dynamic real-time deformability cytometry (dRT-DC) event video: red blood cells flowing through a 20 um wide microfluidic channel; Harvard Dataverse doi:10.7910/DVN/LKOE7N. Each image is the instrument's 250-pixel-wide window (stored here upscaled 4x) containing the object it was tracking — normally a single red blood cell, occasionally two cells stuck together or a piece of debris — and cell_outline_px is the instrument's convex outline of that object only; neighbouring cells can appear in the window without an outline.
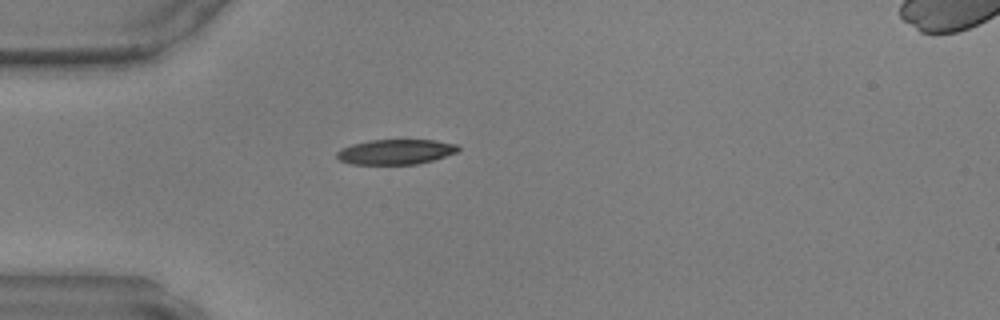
{"species": "common noctule bat (a hibernating species)", "species_latin": "Nyctalus noctula", "temperature_condition": "warm", "stored_images_in_passage": 35, "camera_frame_rate_fps": 3000, "um_per_image_px": 0.085, "animal": {"sex": "male", "body_mass_g": 17.9, "forearm_length_mm": 54.2}, "frame": {"image": 1, "passage_image": 1, "time_ms": 0.0, "image_size_px": [1000, 320], "cell_outline_px": [[460, 148], [456, 152], [432, 160], [416, 164], [352, 164], [340, 160], [336, 156], [336, 152], [340, 148], [352, 144], [368, 140], [436, 140], [456, 144]], "centroid_in_image_um": [33.59, 12.9], "position_along_channel_um": 51.4, "area_um2": 17.63}}
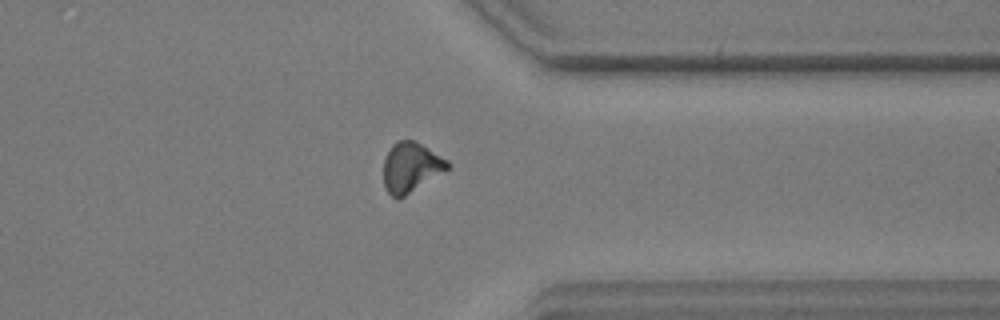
{"frame": {"image": 2, "passage_image": 25, "time_ms": 8.0, "image_size_px": [1000, 320], "cell_outline_px": [[452, 164], [448, 168], [404, 196], [392, 196], [384, 188], [384, 160], [392, 144], [400, 140], [416, 140], [448, 160]], "centroid_in_image_um": [34.92, 14.18], "position_along_channel_um": 376.5, "area_um2": 18.21}}
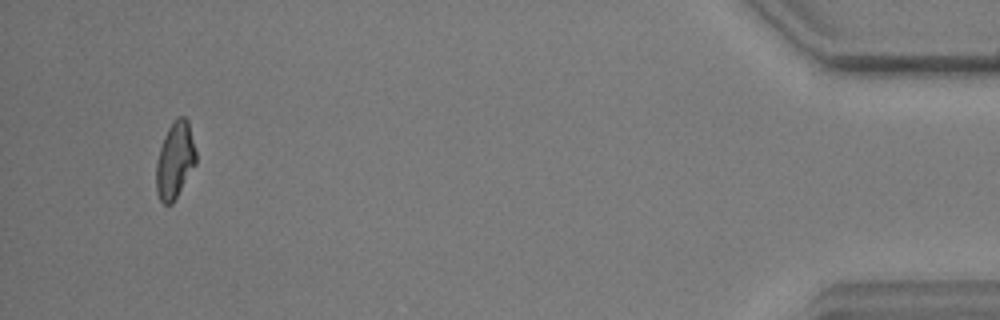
{"frame": {"image": 3, "passage_image": 33, "time_ms": 10.667, "image_size_px": [1000, 320], "cell_outline_px": [[196, 164], [172, 204], [164, 204], [160, 200], [156, 192], [156, 164], [160, 148], [164, 136], [168, 128], [176, 116], [184, 116], [188, 120], [196, 152]], "centroid_in_image_um": [14.87, 13.61], "position_along_channel_um": 420.3, "area_um2": 17.74}}